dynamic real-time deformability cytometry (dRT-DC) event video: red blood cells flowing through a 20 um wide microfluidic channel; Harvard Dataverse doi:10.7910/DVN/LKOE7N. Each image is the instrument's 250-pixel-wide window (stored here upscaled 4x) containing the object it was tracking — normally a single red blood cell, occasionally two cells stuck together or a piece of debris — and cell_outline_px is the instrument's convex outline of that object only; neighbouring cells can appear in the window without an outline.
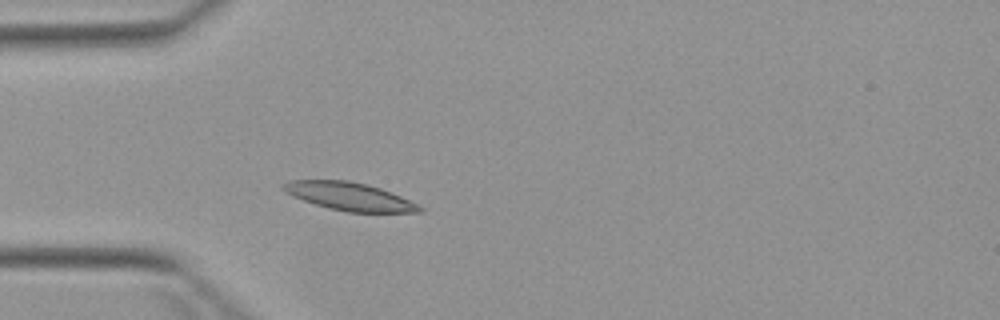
{"species": "Egyptian fruit bat (a non-hibernating species)", "species_latin": "Rousettus aegyptiacus", "temperature_condition": "warm", "stored_images_in_passage": 2, "camera_frame_rate_fps": 3000, "um_per_image_px": 0.085, "animal": {"sex": "female"}, "frame": {"image": 1, "passage_image": 2, "time_ms": 1.333, "image_size_px": [1000, 320], "cell_outline_px": [[424, 212], [348, 212], [328, 208], [292, 196], [284, 192], [280, 188], [280, 184], [288, 180], [348, 180], [368, 184], [380, 188], [400, 196], [424, 208]], "centroid_in_image_um": [29.64, 16.68], "position_along_channel_um": 55.4, "area_um2": 22.25}}